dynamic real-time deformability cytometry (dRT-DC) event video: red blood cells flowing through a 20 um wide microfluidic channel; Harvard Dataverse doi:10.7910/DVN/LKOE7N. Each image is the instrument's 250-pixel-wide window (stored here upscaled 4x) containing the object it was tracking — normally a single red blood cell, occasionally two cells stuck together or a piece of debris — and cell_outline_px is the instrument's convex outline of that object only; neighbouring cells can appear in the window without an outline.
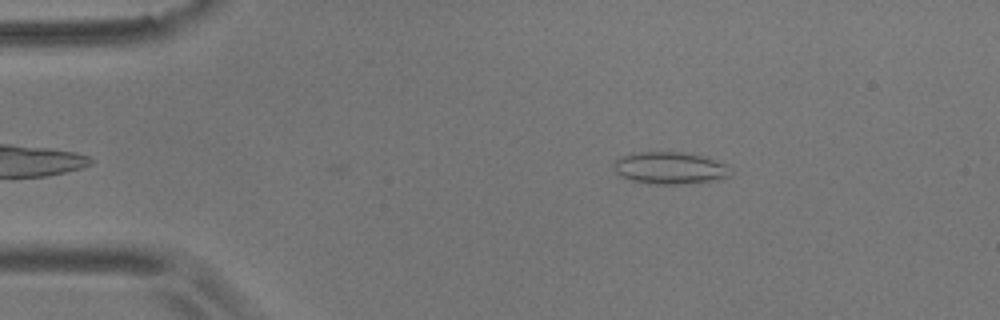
{"species": "common noctule bat (a hibernating species)", "species_latin": "Nyctalus noctula", "temperature_condition": "room temperature", "stored_images_in_passage": 48, "camera_frame_rate_fps": 3000, "um_per_image_px": 0.085, "animal": {"sex": "male", "body_mass_g": 17.9}, "frame": {"image": 1, "passage_image": 2, "time_ms": 0.333, "image_size_px": [1000, 320], "cell_outline_px": [[732, 172], [728, 176], [712, 180], [684, 184], [648, 184], [632, 180], [620, 176], [616, 172], [612, 164], [620, 156], [632, 152], [680, 152], [700, 156], [728, 164]], "centroid_in_image_um": [56.89, 14.28], "position_along_channel_um": 28.1, "area_um2": 21.85}}
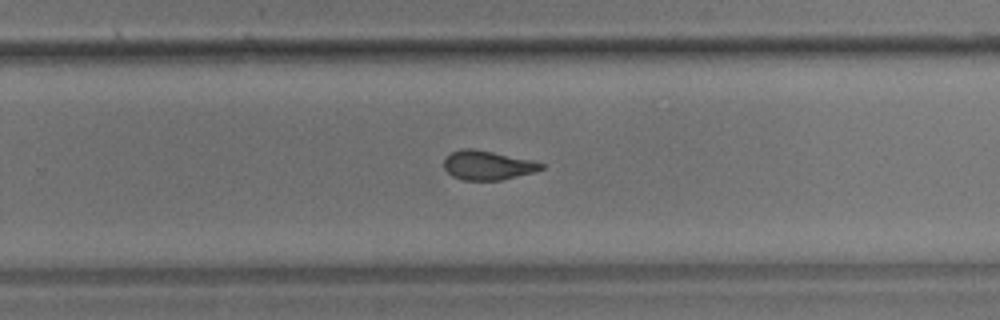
{"frame": {"image": 2, "passage_image": 28, "time_ms": 9.0, "image_size_px": [1000, 320], "cell_outline_px": [[544, 168], [532, 172], [500, 180], [464, 180], [452, 176], [444, 168], [444, 160], [452, 152], [460, 148], [472, 148], [532, 160], [544, 164]], "centroid_in_image_um": [41.42, 14.04], "position_along_channel_um": 288.4, "area_um2": 16.3}}
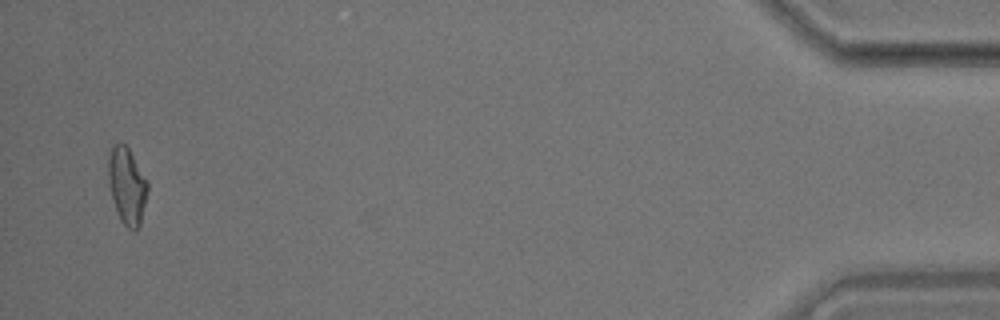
{"frame": {"image": 3, "passage_image": 46, "time_ms": 15.0, "image_size_px": [1000, 320], "cell_outline_px": [[148, 188], [140, 224], [136, 232], [132, 232], [120, 220], [112, 196], [108, 180], [108, 160], [112, 144], [124, 144], [128, 148], [148, 180]], "centroid_in_image_um": [10.8, 15.8], "position_along_channel_um": 424.4, "area_um2": 17.46}, "authors_computed_cell_mechanics": {"area_um2": 17.2244, "velocity_mm_per_s": 3.6478, "shape_relaxation_time_tau1_ms": null, "shape_relaxation_time_tau2_ms": 1.6725, "deformation_change_tau1": null, "deformation_change_tau2": 0.0867}}